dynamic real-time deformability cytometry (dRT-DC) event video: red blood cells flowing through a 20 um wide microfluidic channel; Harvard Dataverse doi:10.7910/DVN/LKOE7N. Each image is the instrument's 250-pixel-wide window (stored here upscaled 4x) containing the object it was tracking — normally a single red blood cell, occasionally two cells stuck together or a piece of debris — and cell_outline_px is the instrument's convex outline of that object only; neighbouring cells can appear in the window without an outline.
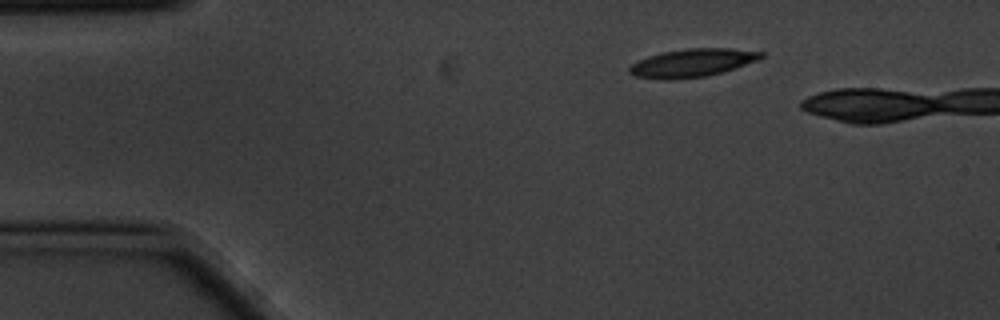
{"species": "common noctule bat (a hibernating species)", "species_latin": "Nyctalus noctula", "temperature_condition": "cold", "stored_images_in_passage": 3, "camera_frame_rate_fps": 3000, "um_per_image_px": 0.085, "animal": {"sex": "male", "body_mass_g": 20.1, "forearm_length_mm": 53.5}, "frame": {"image": 1, "passage_image": 1, "time_ms": 0.0, "image_size_px": [1000, 320], "cell_outline_px": [[764, 56], [756, 60], [736, 68], [724, 72], [704, 76], [672, 80], [664, 80], [636, 76], [628, 72], [628, 68], [632, 64], [648, 56], [660, 52], [688, 48], [728, 48], [764, 52]], "centroid_in_image_um": [58.83, 5.34], "position_along_channel_um": 26.2, "area_um2": 21.56}}